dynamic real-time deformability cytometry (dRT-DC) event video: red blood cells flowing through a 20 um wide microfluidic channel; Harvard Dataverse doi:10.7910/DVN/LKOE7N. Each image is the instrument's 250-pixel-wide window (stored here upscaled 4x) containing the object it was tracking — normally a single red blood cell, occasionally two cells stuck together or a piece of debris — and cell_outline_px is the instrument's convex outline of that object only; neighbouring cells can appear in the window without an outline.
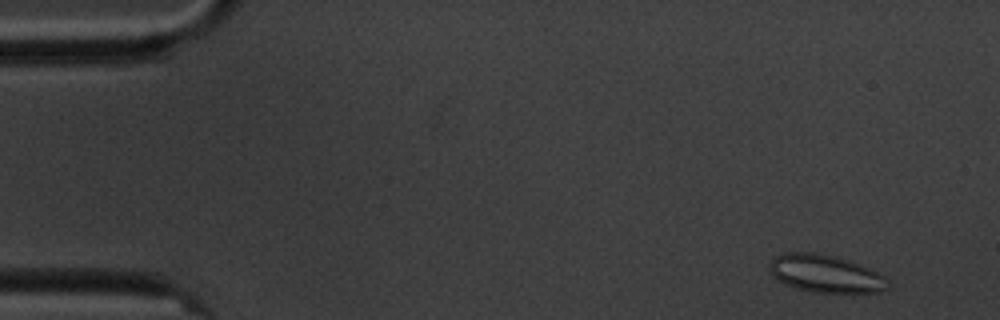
{"species": "common noctule bat (a hibernating species)", "species_latin": "Nyctalus noctula", "temperature_condition": "cold", "stored_images_in_passage": 6, "camera_frame_rate_fps": 3000, "um_per_image_px": 0.085, "animal": {"sex": "male", "body_mass_g": 20.1, "forearm_length_mm": 53.5}, "frame": {"image": 1, "passage_image": 1, "time_ms": 0.0, "image_size_px": [1000, 320], "cell_outline_px": [[892, 284], [880, 292], [816, 292], [800, 288], [788, 284], [780, 280], [768, 272], [768, 264], [776, 256], [784, 252], [812, 252], [836, 256], [848, 260], [888, 276]], "centroid_in_image_um": [70.21, 23.24], "position_along_channel_um": 14.8, "area_um2": 25.89}}
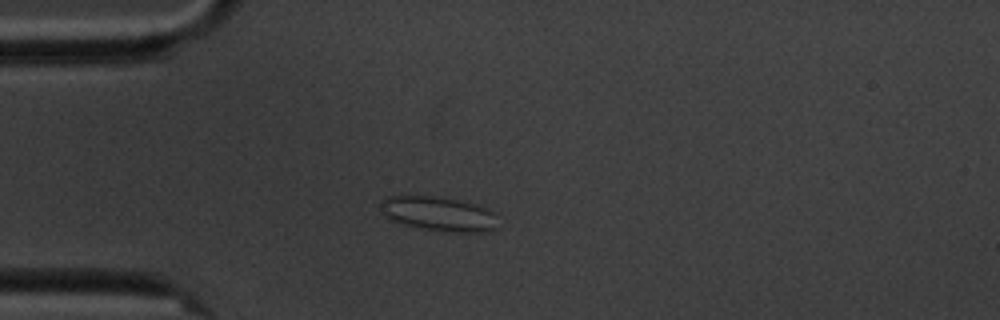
{"frame": {"image": 2, "passage_image": 4, "time_ms": 3.667, "image_size_px": [1000, 320], "cell_outline_px": [[496, 228], [484, 232], [452, 232], [420, 228], [388, 220], [384, 216], [380, 208], [380, 204], [388, 196], [440, 196], [476, 204], [496, 212]], "centroid_in_image_um": [37.29, 18.17], "position_along_channel_um": 47.7, "area_um2": 23.7}}
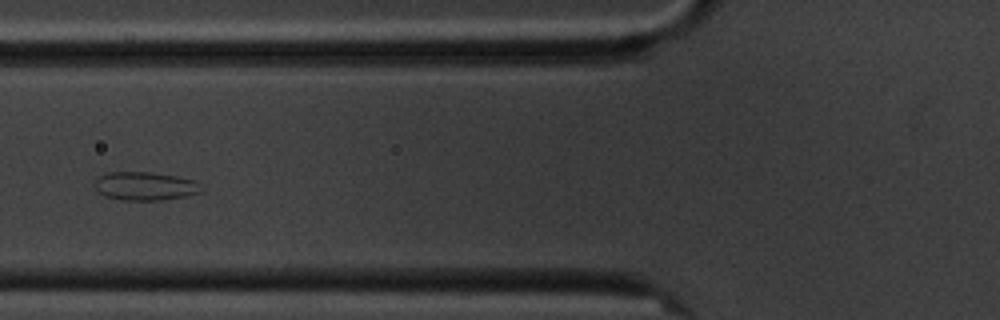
{"frame": {"image": 3, "passage_image": 6, "time_ms": 6.0, "image_size_px": [1000, 320], "cell_outline_px": [[200, 192], [184, 196], [164, 200], [120, 200], [104, 196], [96, 188], [96, 180], [100, 176], [108, 172], [152, 172], [176, 176], [196, 180]], "centroid_in_image_um": [12.31, 15.82], "position_along_channel_um": 113.5, "area_um2": 17.46}}